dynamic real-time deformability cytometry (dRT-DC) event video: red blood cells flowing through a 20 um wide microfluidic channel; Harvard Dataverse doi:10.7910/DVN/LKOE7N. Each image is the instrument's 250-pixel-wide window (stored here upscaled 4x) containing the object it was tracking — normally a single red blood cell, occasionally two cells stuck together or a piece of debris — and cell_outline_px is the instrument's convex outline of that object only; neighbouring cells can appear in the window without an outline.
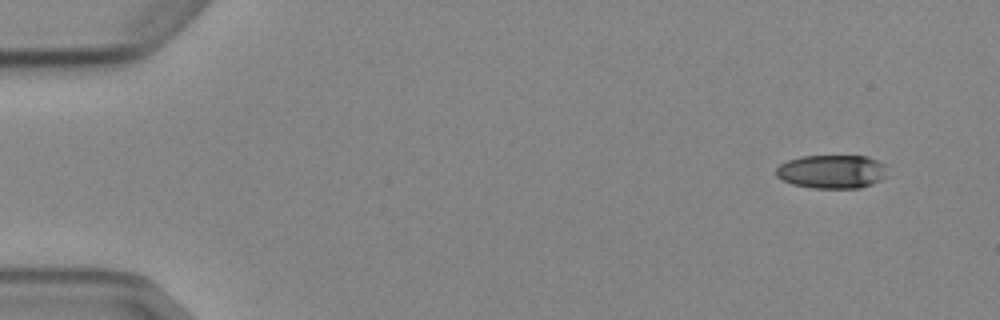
{"species": "Egyptian fruit bat (a non-hibernating species)", "species_latin": "Rousettus aegyptiacus", "temperature_condition": "cold", "stored_images_in_passage": 6, "segment_of_instrument_passage": [2, 2], "camera_frame_rate_fps": 3000, "um_per_image_px": 0.085, "animal": {"sex": "female"}, "frame": {"image": 1, "passage_image": 6, "time_ms": 6.667, "image_size_px": [1000, 320], "cell_outline_px": [[888, 176], [872, 184], [860, 188], [812, 188], [792, 184], [776, 176], [776, 168], [780, 164], [788, 160], [800, 156], [868, 156], [888, 164]], "centroid_in_image_um": [70.77, 14.58], "position_along_channel_um": 14.2, "area_um2": 22.2}}